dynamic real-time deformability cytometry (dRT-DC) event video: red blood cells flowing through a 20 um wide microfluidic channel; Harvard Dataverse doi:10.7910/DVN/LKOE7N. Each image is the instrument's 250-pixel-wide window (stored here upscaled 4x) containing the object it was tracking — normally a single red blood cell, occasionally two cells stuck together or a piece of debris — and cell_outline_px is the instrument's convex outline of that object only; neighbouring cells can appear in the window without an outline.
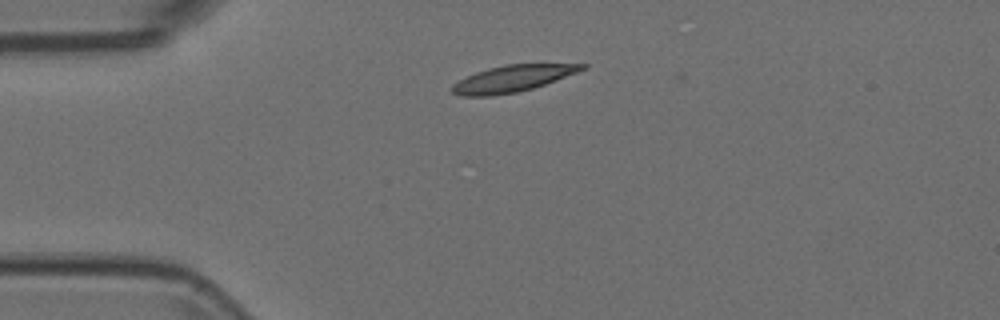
{"species": "Egyptian fruit bat (a non-hibernating species)", "species_latin": "Rousettus aegyptiacus", "temperature_condition": "room temperature", "stored_images_in_passage": 8, "camera_frame_rate_fps": 3000, "um_per_image_px": 0.085, "animal": {"sex": "female"}, "frame": {"image": 1, "passage_image": 7, "time_ms": 2.0, "image_size_px": [1000, 320], "cell_outline_px": [[588, 68], [544, 84], [532, 88], [516, 92], [492, 96], [460, 96], [452, 92], [452, 84], [476, 72], [488, 68], [504, 64], [588, 64]], "centroid_in_image_um": [43.55, 6.68], "position_along_channel_um": 41.5, "area_um2": 19.88}}